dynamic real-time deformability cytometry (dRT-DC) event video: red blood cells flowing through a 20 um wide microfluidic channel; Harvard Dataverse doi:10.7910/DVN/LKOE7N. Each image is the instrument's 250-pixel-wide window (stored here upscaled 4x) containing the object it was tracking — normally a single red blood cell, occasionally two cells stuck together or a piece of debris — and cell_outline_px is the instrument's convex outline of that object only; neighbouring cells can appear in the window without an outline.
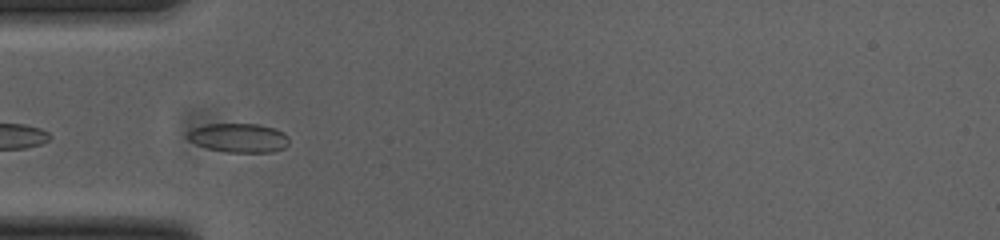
{"species": "common noctule bat (a hibernating species)", "species_latin": "Nyctalus noctula", "temperature_condition": "cold", "stored_images_in_passage": 5, "camera_frame_rate_fps": 3000, "um_per_image_px": 0.085, "animal": {"sex": "female", "body_mass_g": 23.0, "forearm_length_mm": 53.4}, "frame": {"image": 1, "passage_image": 2, "time_ms": 0.333, "image_size_px": [1000, 240], "cell_outline_px": [[288, 144], [284, 148], [272, 152], [228, 152], [208, 148], [196, 144], [188, 140], [184, 136], [192, 128], [208, 124], [260, 124], [276, 128], [284, 132], [288, 136]], "centroid_in_image_um": [20.29, 11.71], "position_along_channel_um": 64.7, "area_um2": 17.34}}